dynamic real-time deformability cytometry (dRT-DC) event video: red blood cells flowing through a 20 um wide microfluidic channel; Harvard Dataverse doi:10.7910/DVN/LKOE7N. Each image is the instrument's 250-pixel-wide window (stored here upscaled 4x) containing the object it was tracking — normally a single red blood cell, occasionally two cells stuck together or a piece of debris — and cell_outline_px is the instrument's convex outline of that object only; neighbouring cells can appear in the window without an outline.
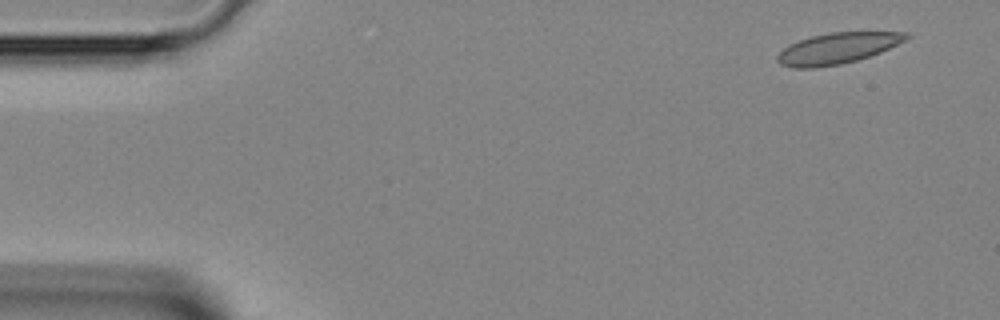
{"species": "Egyptian fruit bat (a non-hibernating species)", "species_latin": "Rousettus aegyptiacus", "temperature_condition": "room temperature", "stored_images_in_passage": 42, "camera_frame_rate_fps": 3000, "um_per_image_px": 0.085, "animal": {"sex": "female"}, "frame": {"image": 1, "passage_image": 1, "time_ms": 0.0, "image_size_px": [1000, 320], "cell_outline_px": [[912, 36], [908, 40], [880, 52], [856, 60], [840, 64], [816, 68], [792, 68], [780, 64], [776, 60], [776, 56], [788, 44], [812, 36], [828, 32], [908, 32]], "centroid_in_image_um": [71.19, 4.1], "position_along_channel_um": 13.8, "area_um2": 23.35}}
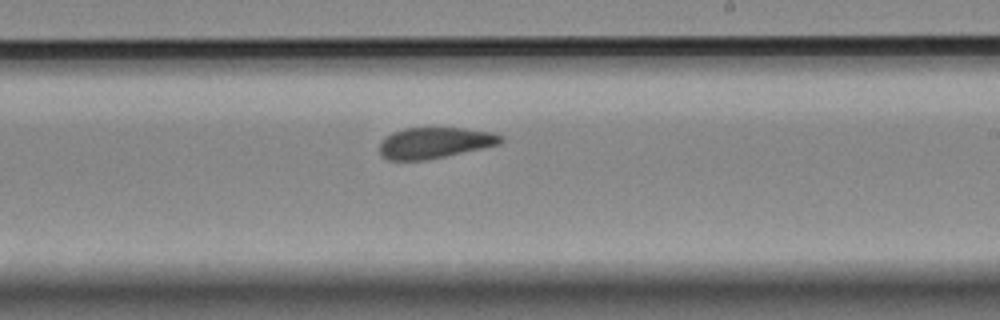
{"frame": {"image": 2, "passage_image": 24, "time_ms": 7.667, "image_size_px": [1000, 320], "cell_outline_px": [[504, 140], [500, 144], [484, 148], [428, 160], [388, 160], [380, 156], [380, 140], [392, 132], [404, 128], [464, 128], [492, 132], [504, 136]], "centroid_in_image_um": [36.95, 12.14], "position_along_channel_um": 252.0, "area_um2": 22.2}}
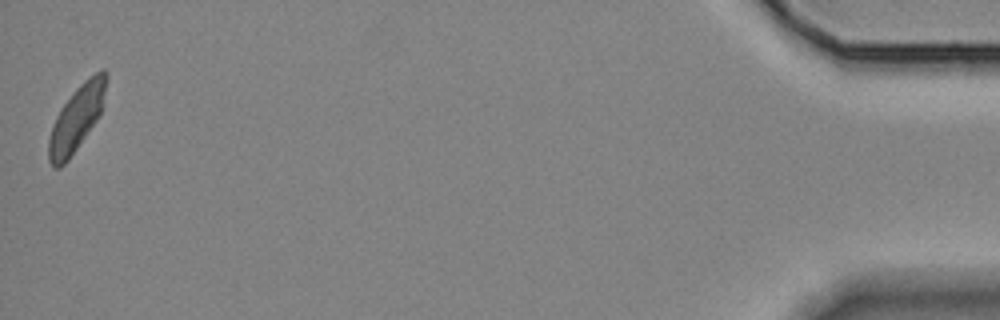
{"frame": {"image": 3, "passage_image": 42, "time_ms": 13.667, "image_size_px": [1000, 320], "cell_outline_px": [[108, 76], [104, 104], [100, 116], [68, 160], [60, 168], [56, 168], [48, 160], [48, 140], [52, 124], [60, 108], [76, 88], [88, 76], [104, 68], [108, 72]], "centroid_in_image_um": [6.54, 10.01], "position_along_channel_um": 428.7, "area_um2": 22.2}}